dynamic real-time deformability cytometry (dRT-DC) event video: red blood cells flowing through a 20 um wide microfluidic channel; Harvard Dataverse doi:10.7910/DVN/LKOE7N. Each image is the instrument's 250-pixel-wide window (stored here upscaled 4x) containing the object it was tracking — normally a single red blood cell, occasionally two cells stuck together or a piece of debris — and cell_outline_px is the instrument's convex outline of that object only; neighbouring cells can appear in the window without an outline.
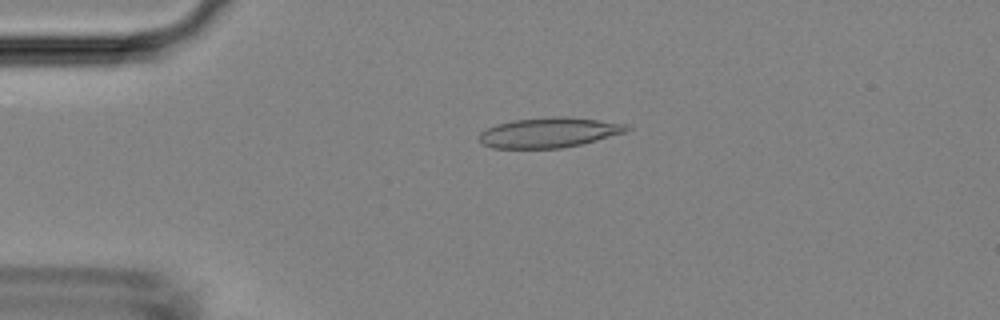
{"species": "Egyptian fruit bat (a non-hibernating species)", "species_latin": "Rousettus aegyptiacus", "temperature_condition": "room temperature", "stored_images_in_passage": 7, "camera_frame_rate_fps": 3000, "um_per_image_px": 0.085, "animal": {"sex": "female"}, "frame": {"image": 1, "passage_image": 4, "time_ms": 3.333, "image_size_px": [1000, 320], "cell_outline_px": [[632, 128], [624, 132], [596, 140], [580, 144], [560, 148], [492, 148], [480, 144], [476, 136], [480, 132], [496, 124], [512, 120], [552, 116], [568, 116], [600, 120], [628, 124]], "centroid_in_image_um": [46.61, 11.26], "position_along_channel_um": 38.4, "area_um2": 26.07}}